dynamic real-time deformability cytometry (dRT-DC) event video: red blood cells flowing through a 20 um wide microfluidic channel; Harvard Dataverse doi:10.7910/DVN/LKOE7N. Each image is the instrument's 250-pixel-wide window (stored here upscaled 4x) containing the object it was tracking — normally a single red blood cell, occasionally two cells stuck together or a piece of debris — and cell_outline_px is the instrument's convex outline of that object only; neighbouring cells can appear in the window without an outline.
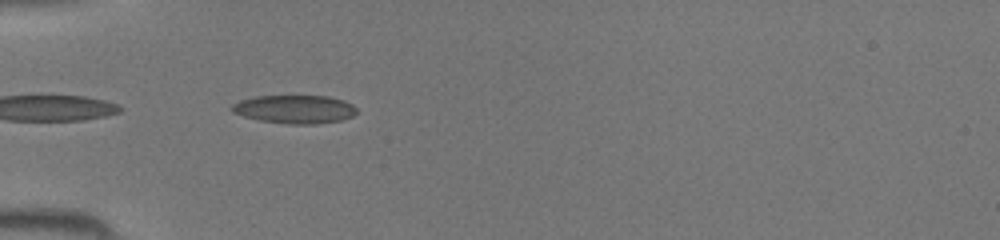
{"species": "common noctule bat (a hibernating species)", "species_latin": "Nyctalus noctula", "temperature_condition": "room temperature", "stored_images_in_passage": 6, "camera_frame_rate_fps": 3000, "um_per_image_px": 0.085, "animal": {"sex": "female", "body_mass_g": 19.5, "forearm_length_mm": 54.1}, "frame": {"image": 1, "passage_image": 1, "time_ms": 0.0, "image_size_px": [1000, 240], "cell_outline_px": [[356, 112], [352, 116], [340, 120], [312, 124], [288, 124], [260, 120], [244, 116], [232, 112], [228, 108], [232, 104], [240, 100], [256, 96], [328, 96], [344, 100], [352, 104], [356, 108]], "centroid_in_image_um": [25.02, 9.28], "position_along_channel_um": 60.0, "area_um2": 20.58}}